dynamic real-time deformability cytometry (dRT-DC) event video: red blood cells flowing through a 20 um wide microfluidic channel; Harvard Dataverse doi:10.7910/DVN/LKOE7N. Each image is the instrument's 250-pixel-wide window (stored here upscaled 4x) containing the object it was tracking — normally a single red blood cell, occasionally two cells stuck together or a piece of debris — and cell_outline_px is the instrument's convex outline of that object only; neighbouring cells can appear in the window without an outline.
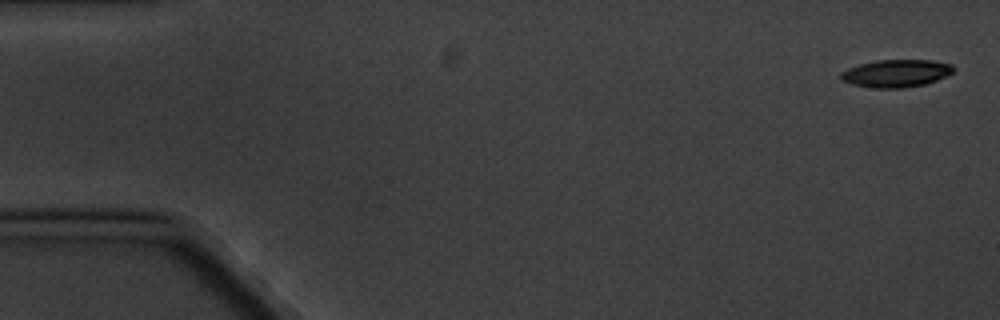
{"species": "common noctule bat (a hibernating species)", "species_latin": "Nyctalus noctula", "temperature_condition": "cold", "stored_images_in_passage": 5, "camera_frame_rate_fps": 3000, "um_per_image_px": 0.085, "animal": {"sex": "male", "body_mass_g": 20.1, "forearm_length_mm": 53.5}, "frame": {"image": 1, "passage_image": 1, "time_ms": 0.0, "image_size_px": [1000, 320], "cell_outline_px": [[956, 68], [952, 72], [936, 80], [924, 84], [904, 88], [876, 88], [852, 84], [840, 80], [840, 72], [848, 68], [860, 64], [876, 60], [932, 60], [952, 64]], "centroid_in_image_um": [76.15, 6.23], "position_along_channel_um": 8.8, "area_um2": 18.09}}
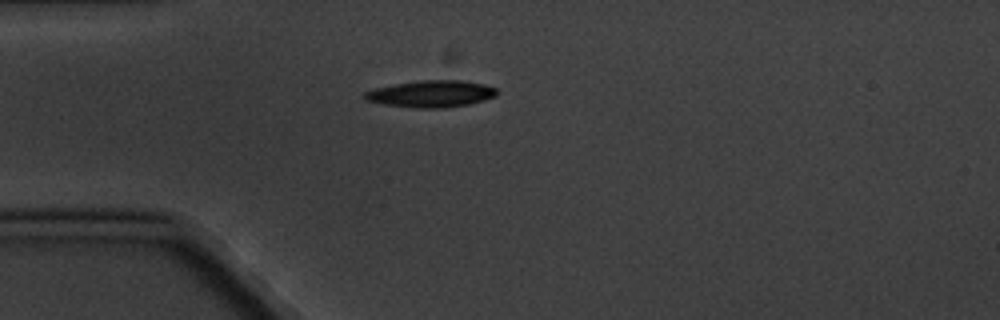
{"frame": {"image": 2, "passage_image": 5, "time_ms": 4.667, "image_size_px": [1000, 320], "cell_outline_px": [[496, 96], [484, 100], [468, 104], [444, 108], [420, 108], [384, 104], [364, 100], [364, 92], [376, 88], [396, 84], [420, 80], [464, 80], [484, 84], [496, 88]], "centroid_in_image_um": [36.66, 7.97], "position_along_channel_um": 48.3, "area_um2": 20.52}}